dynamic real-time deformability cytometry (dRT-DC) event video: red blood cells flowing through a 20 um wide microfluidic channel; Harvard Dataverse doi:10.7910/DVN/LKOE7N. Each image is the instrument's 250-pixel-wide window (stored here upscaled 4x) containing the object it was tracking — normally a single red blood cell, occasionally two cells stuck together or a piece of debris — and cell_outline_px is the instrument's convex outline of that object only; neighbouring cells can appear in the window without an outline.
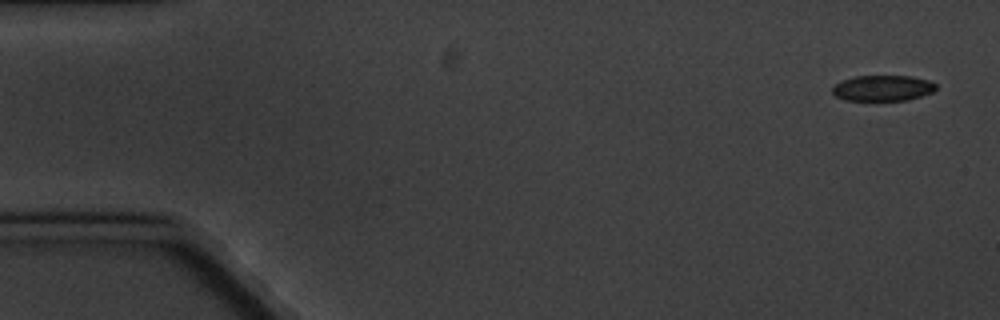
{"species": "common noctule bat (a hibernating species)", "species_latin": "Nyctalus noctula", "temperature_condition": "cold", "stored_images_in_passage": 6, "segment_of_instrument_passage": [1, 2], "camera_frame_rate_fps": 3000, "um_per_image_px": 0.085, "animal": {"sex": "male", "body_mass_g": 20.1, "forearm_length_mm": 53.5}, "frame": {"image": 1, "passage_image": 1, "time_ms": 0.0, "image_size_px": [1000, 320], "cell_outline_px": [[936, 88], [932, 92], [908, 100], [844, 100], [836, 96], [832, 92], [832, 88], [840, 80], [852, 76], [912, 76], [928, 80], [936, 84]], "centroid_in_image_um": [75.01, 7.48], "position_along_channel_um": 10.0, "area_um2": 15.55}}
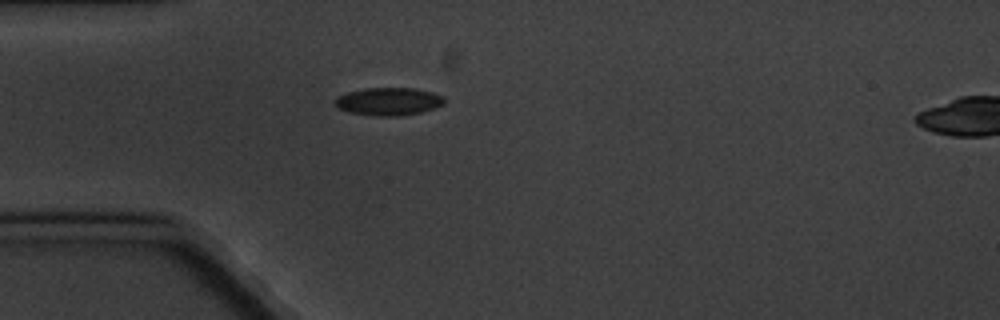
{"frame": {"image": 2, "passage_image": 5, "time_ms": 4.667, "image_size_px": [1000, 320], "cell_outline_px": [[444, 104], [420, 112], [396, 116], [372, 116], [348, 112], [336, 108], [332, 100], [348, 92], [364, 88], [416, 88], [432, 92], [440, 96], [444, 100]], "centroid_in_image_um": [32.95, 8.62], "position_along_channel_um": 52.0, "area_um2": 17.69}}